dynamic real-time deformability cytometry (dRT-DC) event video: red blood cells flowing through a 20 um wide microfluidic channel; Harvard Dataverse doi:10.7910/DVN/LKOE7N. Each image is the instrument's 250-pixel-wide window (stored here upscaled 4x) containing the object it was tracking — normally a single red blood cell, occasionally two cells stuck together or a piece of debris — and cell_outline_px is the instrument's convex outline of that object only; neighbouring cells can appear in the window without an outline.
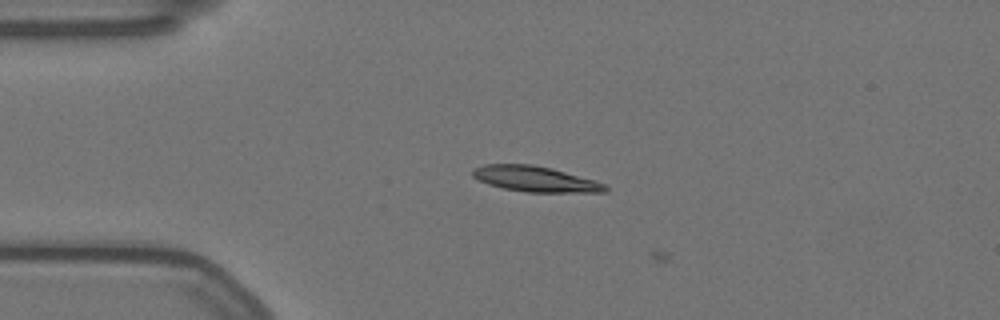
{"species": "Egyptian fruit bat (a non-hibernating species)", "species_latin": "Rousettus aegyptiacus", "temperature_condition": "warm", "stored_images_in_passage": 8, "camera_frame_rate_fps": 3000, "um_per_image_px": 0.085, "animal": {"sex": "female"}, "frame": {"image": 1, "passage_image": 7, "time_ms": 2.0, "image_size_px": [1000, 320], "cell_outline_px": [[608, 192], [528, 192], [504, 188], [488, 184], [472, 176], [472, 168], [484, 164], [532, 164], [552, 168], [596, 180], [608, 184]], "centroid_in_image_um": [45.54, 15.21], "position_along_channel_um": 39.5, "area_um2": 19.88}}